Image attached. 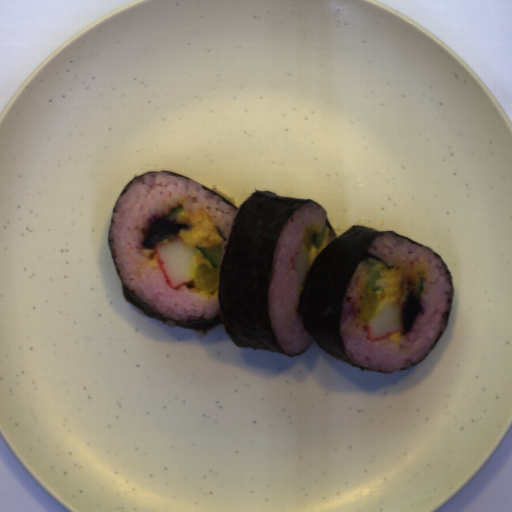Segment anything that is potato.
<instances>
[{"instance_id":"potato-4","label":"potato","mask_w":512,"mask_h":512,"mask_svg":"<svg viewBox=\"0 0 512 512\" xmlns=\"http://www.w3.org/2000/svg\"><path fill=\"white\" fill-rule=\"evenodd\" d=\"M378 306H380V304L375 292L364 289V297L360 302L357 316L369 321L373 314L376 312Z\"/></svg>"},{"instance_id":"potato-1","label":"potato","mask_w":512,"mask_h":512,"mask_svg":"<svg viewBox=\"0 0 512 512\" xmlns=\"http://www.w3.org/2000/svg\"><path fill=\"white\" fill-rule=\"evenodd\" d=\"M180 230L189 231L190 228L175 219L159 217L149 225L142 246L152 250L155 244L176 236Z\"/></svg>"},{"instance_id":"potato-5","label":"potato","mask_w":512,"mask_h":512,"mask_svg":"<svg viewBox=\"0 0 512 512\" xmlns=\"http://www.w3.org/2000/svg\"><path fill=\"white\" fill-rule=\"evenodd\" d=\"M316 231L315 229H307L304 236L303 244H305L307 248V252L310 250L312 244L314 243L312 241V237L315 235Z\"/></svg>"},{"instance_id":"potato-2","label":"potato","mask_w":512,"mask_h":512,"mask_svg":"<svg viewBox=\"0 0 512 512\" xmlns=\"http://www.w3.org/2000/svg\"><path fill=\"white\" fill-rule=\"evenodd\" d=\"M195 289L213 293L219 290V267H210L201 264L195 268L194 283Z\"/></svg>"},{"instance_id":"potato-3","label":"potato","mask_w":512,"mask_h":512,"mask_svg":"<svg viewBox=\"0 0 512 512\" xmlns=\"http://www.w3.org/2000/svg\"><path fill=\"white\" fill-rule=\"evenodd\" d=\"M423 310L419 298L410 296L403 304L400 310L401 334L409 333L415 325L419 315Z\"/></svg>"}]
</instances>
